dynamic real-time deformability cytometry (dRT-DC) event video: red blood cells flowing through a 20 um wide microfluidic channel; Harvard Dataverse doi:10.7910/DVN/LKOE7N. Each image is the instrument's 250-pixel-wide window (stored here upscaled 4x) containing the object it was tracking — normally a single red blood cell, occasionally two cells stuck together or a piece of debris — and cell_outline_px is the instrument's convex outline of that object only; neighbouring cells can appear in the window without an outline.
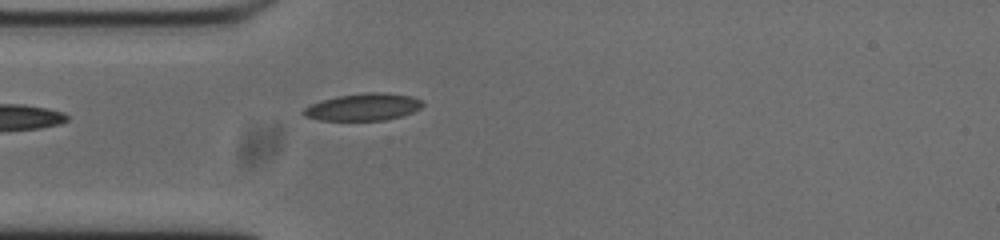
{"species": "common noctule bat (a hibernating species)", "species_latin": "Nyctalus noctula", "temperature_condition": "cold", "stored_images_in_passage": 8, "camera_frame_rate_fps": 3000, "um_per_image_px": 0.085, "animal": {"sex": "male", "body_mass_g": 20.0, "forearm_length_mm": 53.3}, "frame": {"image": 1, "passage_image": 1, "time_ms": 0.0, "image_size_px": [1000, 240], "cell_outline_px": [[424, 104], [420, 108], [412, 112], [400, 116], [384, 120], [320, 120], [304, 116], [300, 112], [304, 108], [312, 104], [336, 96], [364, 92], [388, 92], [412, 96], [420, 100]], "centroid_in_image_um": [30.87, 9.08], "position_along_channel_um": 54.1, "area_um2": 18.84}}
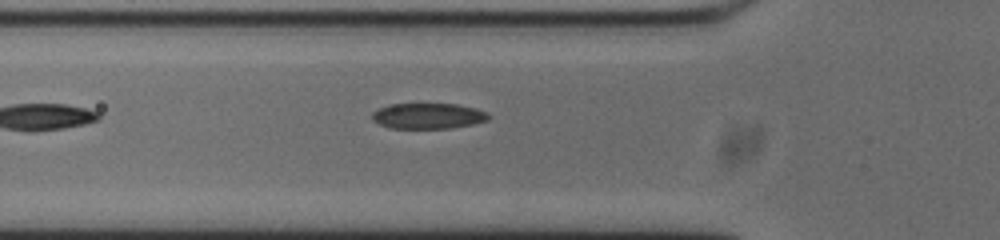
{"frame": {"image": 2, "passage_image": 4, "time_ms": 1.0, "image_size_px": [1000, 240], "cell_outline_px": [[488, 120], [472, 124], [448, 128], [388, 128], [372, 120], [372, 112], [388, 104], [456, 104], [476, 108], [488, 112]], "centroid_in_image_um": [36.37, 9.85], "position_along_channel_um": 89.4, "area_um2": 17.34}}